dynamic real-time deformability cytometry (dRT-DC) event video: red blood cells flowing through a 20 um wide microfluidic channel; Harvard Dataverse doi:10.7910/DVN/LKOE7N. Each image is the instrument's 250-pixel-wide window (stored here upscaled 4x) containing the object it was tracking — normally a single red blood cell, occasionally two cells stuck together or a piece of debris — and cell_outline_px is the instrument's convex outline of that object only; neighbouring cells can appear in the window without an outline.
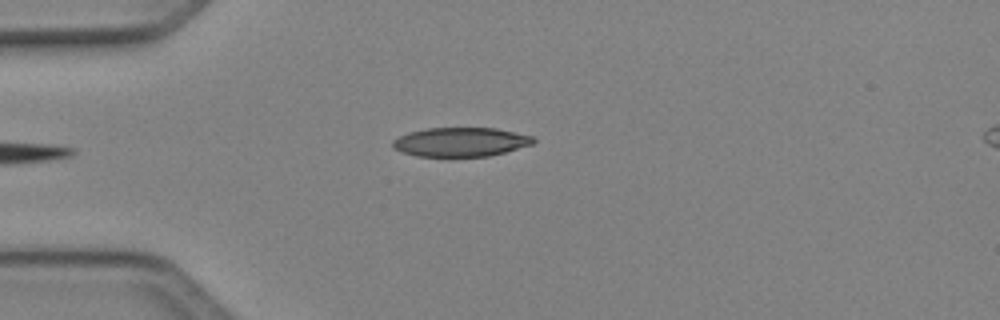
{"species": "Egyptian fruit bat (a non-hibernating species)", "species_latin": "Rousettus aegyptiacus", "temperature_condition": "cold", "stored_images_in_passage": 34, "camera_frame_rate_fps": 3000, "um_per_image_px": 0.085, "animal": {"sex": "female"}, "frame": {"image": 1, "passage_image": 1, "time_ms": 0.0, "image_size_px": [1000, 320], "cell_outline_px": [[536, 140], [532, 144], [504, 152], [488, 156], [448, 160], [416, 156], [392, 148], [392, 140], [408, 132], [428, 128], [496, 128], [532, 136]], "centroid_in_image_um": [39.09, 12.12], "position_along_channel_um": 45.9, "area_um2": 24.68}}
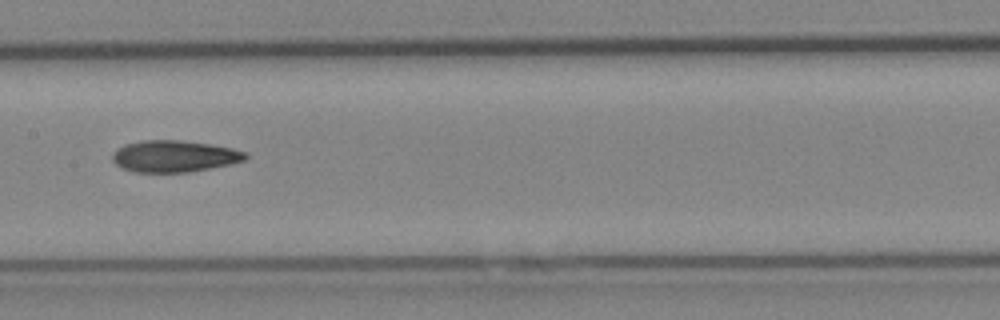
{"frame": {"image": 2, "passage_image": 13, "time_ms": 4.0, "image_size_px": [1000, 320], "cell_outline_px": [[248, 156], [244, 160], [228, 164], [188, 172], [136, 172], [124, 168], [116, 164], [112, 160], [112, 152], [116, 148], [124, 144], [140, 140], [180, 140], [208, 144], [232, 148], [248, 152]], "centroid_in_image_um": [14.77, 13.26], "position_along_channel_um": 192.6, "area_um2": 24.45}}
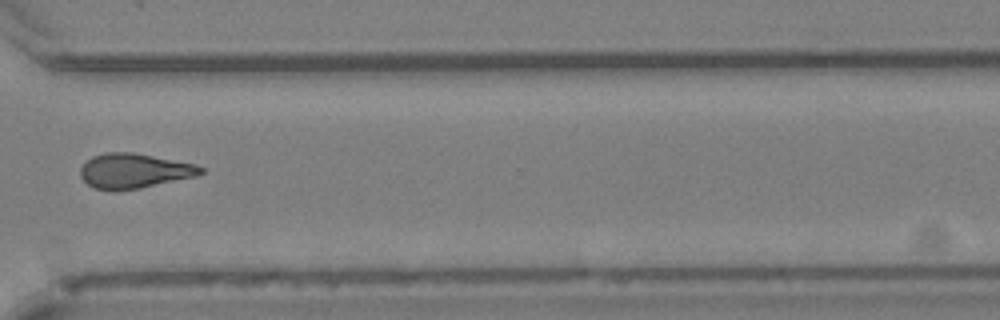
{"frame": {"image": 3, "passage_image": 25, "time_ms": 8.0, "image_size_px": [1000, 320], "cell_outline_px": [[204, 172], [196, 176], [140, 188], [92, 188], [80, 176], [80, 168], [92, 156], [104, 152], [132, 152], [196, 164], [204, 168]], "centroid_in_image_um": [11.42, 14.49], "position_along_channel_um": 359.2, "area_um2": 23.87}, "authors_computed_cell_mechanics": {"area_um2": 24.1893, "velocity_mm_per_s": 4.1644, "shape_relaxation_time_tau1_ms": 9.58, "shape_relaxation_time_tau2_ms": 7.9548, "deformation_change_tau1": 0.1892, "deformation_change_tau2": 0.1915}}